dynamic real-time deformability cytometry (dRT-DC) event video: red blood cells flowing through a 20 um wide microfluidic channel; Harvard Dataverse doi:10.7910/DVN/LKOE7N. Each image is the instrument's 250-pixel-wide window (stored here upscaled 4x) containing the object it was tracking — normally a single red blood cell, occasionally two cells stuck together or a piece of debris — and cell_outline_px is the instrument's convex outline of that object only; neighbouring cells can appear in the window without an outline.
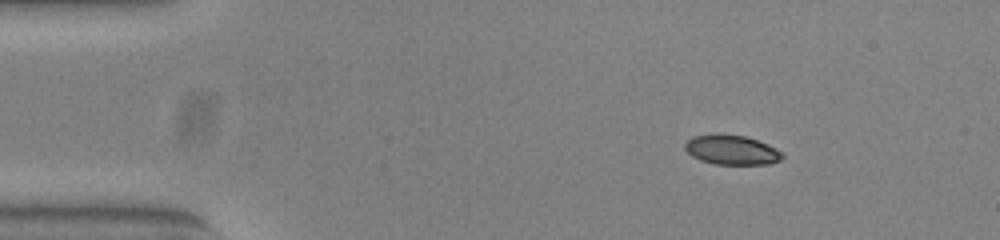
{"species": "common noctule bat (a hibernating species)", "species_latin": "Nyctalus noctula", "temperature_condition": "warm", "stored_images_in_passage": 52, "camera_frame_rate_fps": 3000, "um_per_image_px": 0.085, "animal": {"sex": "female", "body_mass_g": 23.0, "forearm_length_mm": 53.4}, "frame": {"image": 1, "passage_image": 7, "time_ms": 2.0, "image_size_px": [1000, 240], "cell_outline_px": [[784, 156], [780, 160], [768, 164], [716, 164], [700, 160], [692, 156], [684, 148], [684, 144], [692, 136], [720, 132], [744, 136], [768, 144], [784, 152]], "centroid_in_image_um": [62.18, 12.72], "position_along_channel_um": 22.8, "area_um2": 17.05}}
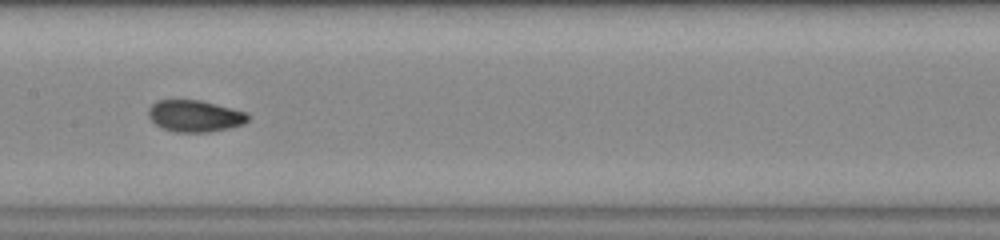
{"frame": {"image": 2, "passage_image": 26, "time_ms": 8.333, "image_size_px": [1000, 240], "cell_outline_px": [[248, 120], [244, 124], [228, 128], [208, 132], [176, 132], [164, 128], [156, 124], [148, 116], [148, 108], [156, 100], [200, 100], [248, 112]], "centroid_in_image_um": [16.57, 9.85], "position_along_channel_um": 190.8, "area_um2": 18.32}}
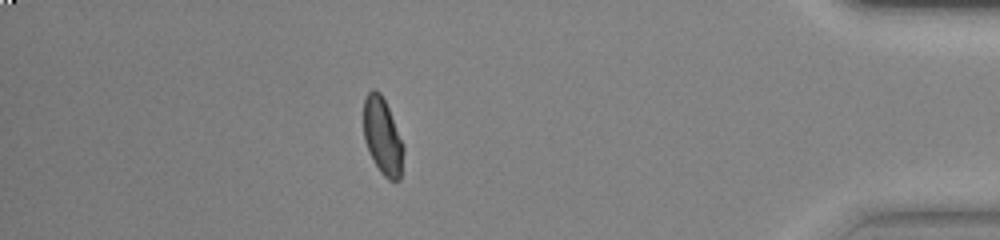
{"frame": {"image": 3, "passage_image": 46, "time_ms": 15.0, "image_size_px": [1000, 240], "cell_outline_px": [[404, 152], [400, 180], [388, 180], [380, 172], [364, 140], [364, 100], [368, 92], [372, 88], [376, 88], [380, 92], [388, 108], [404, 144]], "centroid_in_image_um": [32.53, 11.58], "position_along_channel_um": 402.7, "area_um2": 17.74}, "authors_computed_cell_mechanics": {"area_um2": 17.8891, "velocity_mm_per_s": 3.8714, "shape_relaxation_time_tau1_ms": 8.2354, "shape_relaxation_time_tau2_ms": 1.0741, "deformation_change_tau1": 0.2058, "deformation_change_tau2": 0.0531}}